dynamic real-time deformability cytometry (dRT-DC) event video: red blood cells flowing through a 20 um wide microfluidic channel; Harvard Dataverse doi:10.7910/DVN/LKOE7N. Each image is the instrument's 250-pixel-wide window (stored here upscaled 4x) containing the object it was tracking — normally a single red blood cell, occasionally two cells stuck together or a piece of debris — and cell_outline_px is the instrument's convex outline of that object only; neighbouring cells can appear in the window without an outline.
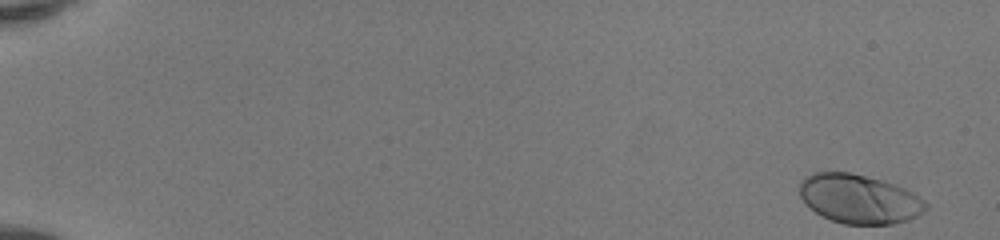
{"species": "human", "species_latin": "Homo sapiens", "temperature_condition": "room temperature", "stored_images_in_passage": 50, "camera_frame_rate_fps": 3000, "um_per_image_px": 0.085, "donor": {"sex": "female"}, "frame": {"image": 1, "passage_image": 1, "time_ms": 0.0, "image_size_px": [1000, 240], "cell_outline_px": [[928, 208], [916, 216], [908, 220], [892, 224], [844, 224], [832, 220], [816, 212], [800, 196], [800, 180], [804, 176], [812, 172], [848, 172], [896, 184], [912, 192], [924, 200], [928, 204]], "centroid_in_image_um": [73.04, 16.9], "position_along_channel_um": 12.0, "area_um2": 35.89}}
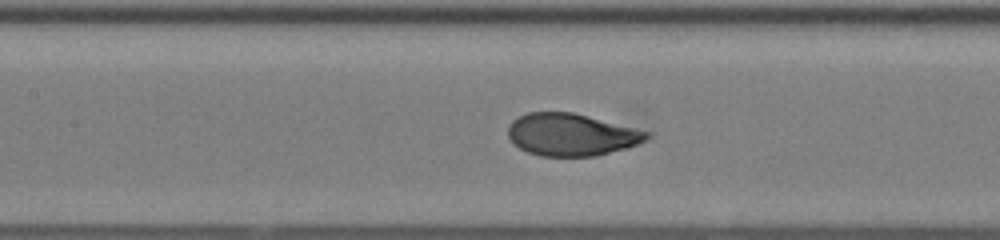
{"frame": {"image": 2, "passage_image": 25, "time_ms": 8.0, "image_size_px": [1000, 240], "cell_outline_px": [[652, 136], [628, 148], [596, 156], [540, 156], [528, 152], [512, 144], [508, 136], [508, 124], [512, 120], [528, 112], [572, 112], [652, 132]], "centroid_in_image_um": [48.56, 11.45], "position_along_channel_um": 158.8, "area_um2": 34.33}}
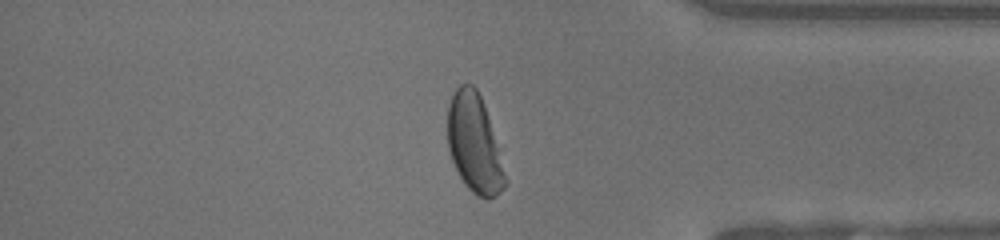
{"frame": {"image": 3, "passage_image": 43, "time_ms": 14.0, "image_size_px": [1000, 240], "cell_outline_px": [[508, 184], [496, 196], [488, 200], [476, 196], [464, 184], [452, 160], [448, 148], [448, 104], [456, 88], [460, 84], [472, 84], [476, 88], [480, 96], [488, 120]], "centroid_in_image_um": [40.29, 12.25], "position_along_channel_um": 394.9, "area_um2": 32.25}, "authors_computed_cell_mechanics": {"area_um2": 34.68, "velocity_mm_per_s": 4.1434, "shape_relaxation_time_tau1_ms": 3.0805, "shape_relaxation_time_tau2_ms": null, "deformation_change_tau1": 0.171, "deformation_change_tau2": null}}